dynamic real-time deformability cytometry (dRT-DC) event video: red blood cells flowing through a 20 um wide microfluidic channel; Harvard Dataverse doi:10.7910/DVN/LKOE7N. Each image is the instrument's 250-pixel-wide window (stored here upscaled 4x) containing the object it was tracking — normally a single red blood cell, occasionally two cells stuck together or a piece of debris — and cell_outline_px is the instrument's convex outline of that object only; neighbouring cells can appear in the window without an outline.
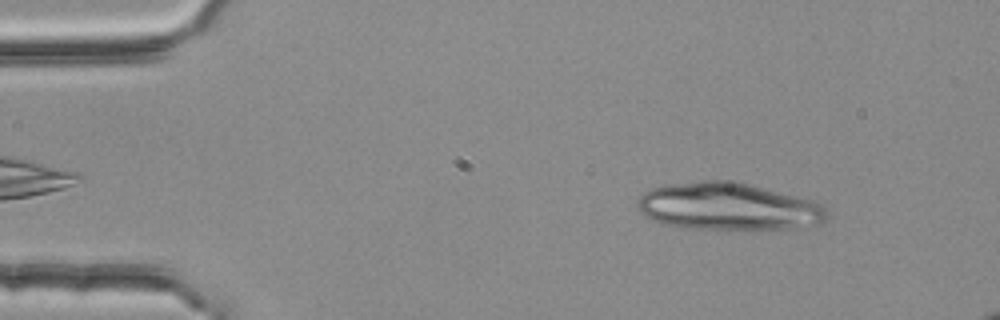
{"species": "common noctule bat (a hibernating species)", "species_latin": "Nyctalus noctula", "temperature_condition": "room temperature", "stored_images_in_passage": 4, "camera_frame_rate_fps": 3000, "um_per_image_px": 0.085, "animal": {"sex": "female", "body_mass_g": 25.1}, "frame": {"image": 1, "passage_image": 1, "time_ms": 0.0, "image_size_px": [1000, 320], "cell_outline_px": [[832, 216], [828, 220], [820, 224], [804, 228], [680, 228], [660, 224], [652, 220], [640, 212], [636, 204], [636, 200], [644, 192], [652, 188], [668, 184], [700, 180], [720, 180], [744, 184], [816, 200], [828, 208]], "centroid_in_image_um": [61.94, 17.56], "position_along_channel_um": 23.1, "area_um2": 52.6}}